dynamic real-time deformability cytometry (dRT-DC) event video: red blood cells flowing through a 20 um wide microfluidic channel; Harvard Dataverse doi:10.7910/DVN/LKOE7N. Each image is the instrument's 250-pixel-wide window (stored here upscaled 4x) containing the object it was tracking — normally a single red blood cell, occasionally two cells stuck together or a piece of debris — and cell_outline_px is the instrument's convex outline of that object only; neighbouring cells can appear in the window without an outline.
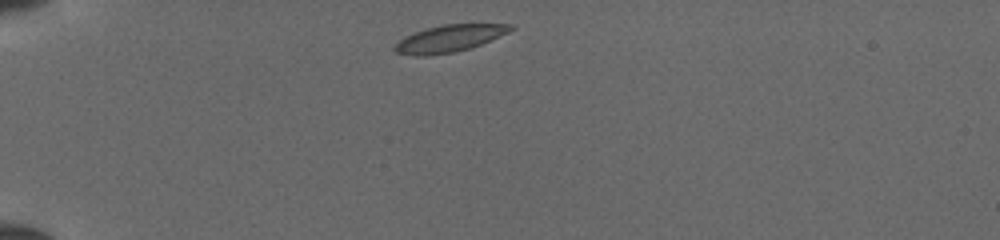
{"species": "common noctule bat (a hibernating species)", "species_latin": "Nyctalus noctula", "temperature_condition": "cold", "stored_images_in_passage": 37, "camera_frame_rate_fps": 3000, "um_per_image_px": 0.085, "animal": {"sex": "female", "body_mass_g": 19.5, "forearm_length_mm": 54.1}, "frame": {"image": 1, "passage_image": 1, "time_ms": 0.0, "image_size_px": [1000, 240], "cell_outline_px": [[516, 28], [508, 32], [480, 44], [468, 48], [452, 52], [428, 56], [412, 56], [396, 52], [392, 48], [404, 36], [428, 28], [444, 24], [512, 24]], "centroid_in_image_um": [38.17, 3.27], "position_along_channel_um": 46.8, "area_um2": 17.98}}
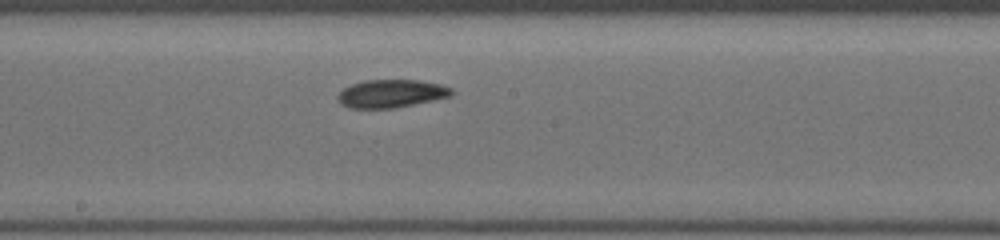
{"frame": {"image": 2, "passage_image": 16, "time_ms": 5.0, "image_size_px": [1000, 240], "cell_outline_px": [[452, 96], [436, 100], [396, 108], [352, 108], [340, 104], [336, 96], [344, 88], [352, 84], [364, 80], [420, 80], [440, 84], [452, 88]], "centroid_in_image_um": [33.27, 7.96], "position_along_channel_um": 214.9, "area_um2": 18.73}}
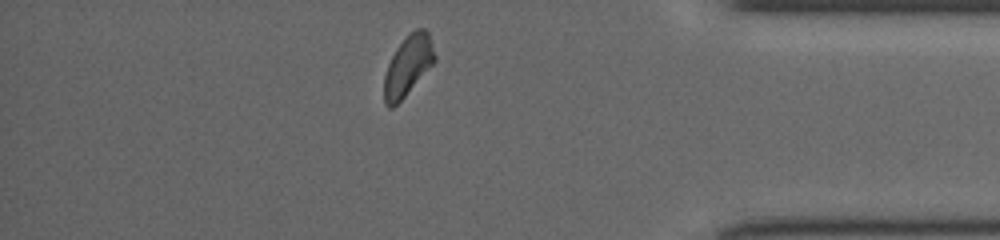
{"frame": {"image": 3, "passage_image": 31, "time_ms": 10.0, "image_size_px": [1000, 240], "cell_outline_px": [[436, 60], [404, 96], [392, 108], [388, 108], [384, 104], [384, 76], [388, 64], [396, 48], [408, 32], [416, 28], [424, 28], [428, 32], [436, 56]], "centroid_in_image_um": [34.66, 5.55], "position_along_channel_um": 400.5, "area_um2": 17.57}}